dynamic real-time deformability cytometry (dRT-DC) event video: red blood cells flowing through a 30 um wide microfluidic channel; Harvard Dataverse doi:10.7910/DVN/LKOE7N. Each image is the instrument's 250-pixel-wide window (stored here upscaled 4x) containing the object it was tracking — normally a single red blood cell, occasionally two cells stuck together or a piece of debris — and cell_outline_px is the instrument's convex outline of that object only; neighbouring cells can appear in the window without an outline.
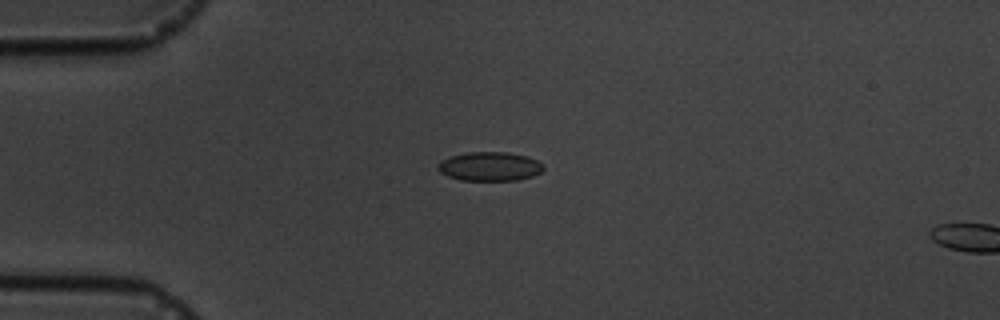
{"species": "common noctule bat (a hibernating species)", "species_latin": "Nyctalus noctula", "temperature_condition": "cold", "stored_images_in_passage": 2, "camera_frame_rate_fps": 3000, "um_per_image_px": 0.085, "animal": {"sex": "male", "body_mass_g": 19.5, "forearm_length_mm": 54.6}, "frame": {"image": 1, "passage_image": 1, "time_ms": 0.0, "image_size_px": [1000, 320], "cell_outline_px": [[544, 168], [540, 172], [532, 176], [516, 180], [460, 180], [448, 176], [440, 172], [436, 168], [440, 160], [448, 156], [468, 152], [508, 152], [528, 156], [544, 164]], "centroid_in_image_um": [41.6, 14.13], "position_along_channel_um": 43.4, "area_um2": 17.98}}